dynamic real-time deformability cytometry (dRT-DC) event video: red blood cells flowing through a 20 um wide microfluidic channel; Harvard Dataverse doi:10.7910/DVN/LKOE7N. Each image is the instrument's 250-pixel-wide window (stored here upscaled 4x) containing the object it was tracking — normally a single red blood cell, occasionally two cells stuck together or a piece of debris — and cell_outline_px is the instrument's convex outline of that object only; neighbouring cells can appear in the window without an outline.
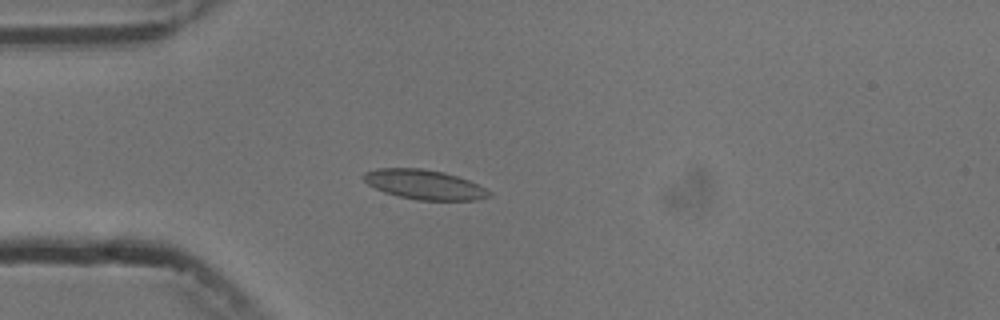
{"species": "common noctule bat (a hibernating species)", "species_latin": "Nyctalus noctula", "temperature_condition": "cold", "stored_images_in_passage": 4, "camera_frame_rate_fps": 3000, "um_per_image_px": 0.085, "animal": {"sex": "male", "body_mass_g": 13.3}, "frame": {"image": 1, "passage_image": 3, "time_ms": 3.333, "image_size_px": [1000, 320], "cell_outline_px": [[492, 196], [476, 200], [416, 200], [384, 192], [368, 184], [360, 176], [364, 172], [376, 168], [424, 168], [444, 172], [468, 180], [492, 192]], "centroid_in_image_um": [36.05, 15.68], "position_along_channel_um": 49.0, "area_um2": 21.68}}